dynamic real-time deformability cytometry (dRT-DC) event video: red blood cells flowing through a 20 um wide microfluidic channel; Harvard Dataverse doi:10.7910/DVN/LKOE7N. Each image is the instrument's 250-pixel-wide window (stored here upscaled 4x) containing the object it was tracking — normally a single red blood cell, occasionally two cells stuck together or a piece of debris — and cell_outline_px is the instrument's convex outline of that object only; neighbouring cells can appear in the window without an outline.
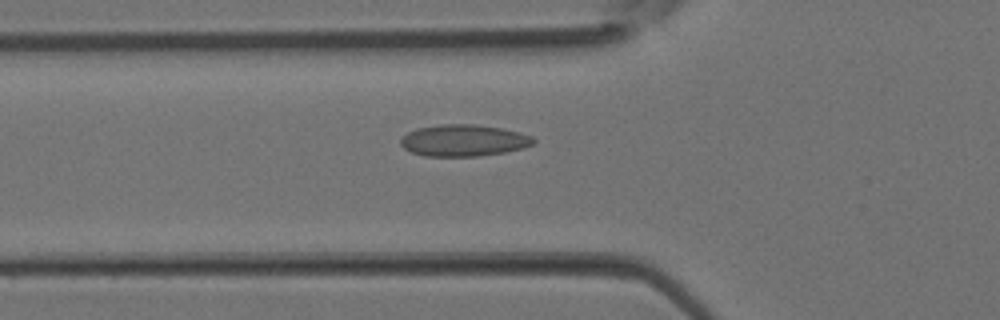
{"species": "Egyptian fruit bat (a non-hibernating species)", "species_latin": "Rousettus aegyptiacus", "temperature_condition": "room temperature", "stored_images_in_passage": 32, "camera_frame_rate_fps": 3000, "um_per_image_px": 0.085, "animal": {"sex": "female"}, "frame": {"image": 1, "passage_image": 10, "time_ms": 3.0, "image_size_px": [1000, 320], "cell_outline_px": [[536, 140], [532, 144], [524, 148], [504, 152], [480, 156], [424, 156], [412, 152], [404, 148], [400, 144], [400, 140], [408, 132], [416, 128], [440, 124], [472, 124], [500, 128], [520, 132], [532, 136]], "centroid_in_image_um": [39.41, 11.94], "position_along_channel_um": 86.4, "area_um2": 24.51}}
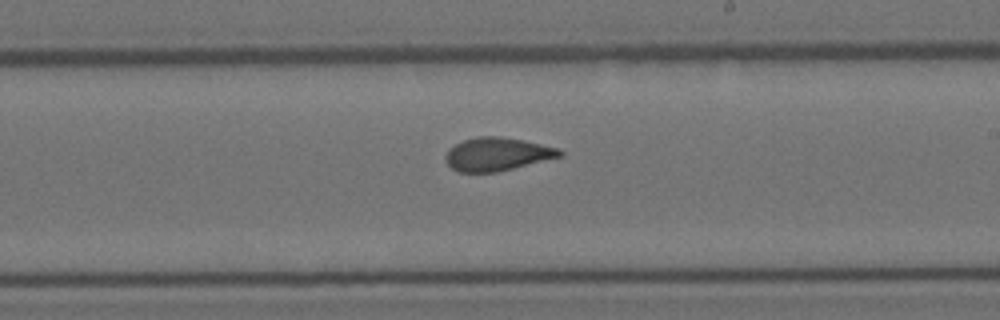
{"frame": {"image": 2, "passage_image": 19, "time_ms": 6.0, "image_size_px": [1000, 320], "cell_outline_px": [[564, 156], [496, 172], [456, 172], [444, 160], [444, 156], [448, 148], [464, 140], [480, 136], [500, 136], [524, 140], [560, 148], [564, 152]], "centroid_in_image_um": [42.27, 13.1], "position_along_channel_um": 246.7, "area_um2": 22.31}}
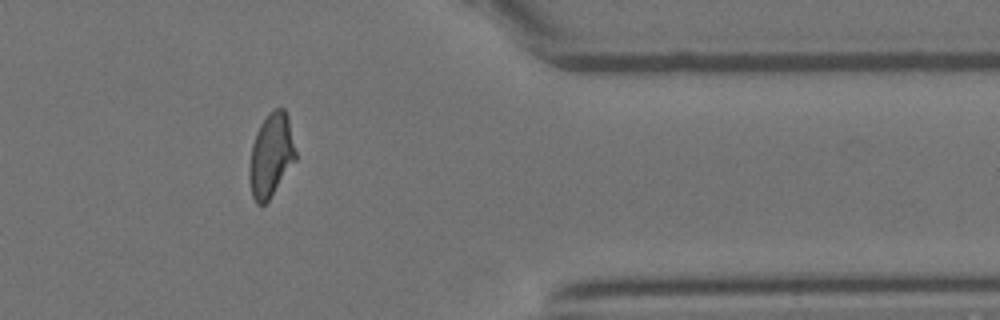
{"frame": {"image": 3, "passage_image": 28, "time_ms": 9.0, "image_size_px": [1000, 320], "cell_outline_px": [[296, 160], [268, 200], [264, 204], [256, 204], [252, 196], [248, 176], [248, 168], [252, 144], [256, 132], [260, 124], [276, 108], [284, 108], [288, 116], [296, 152]], "centroid_in_image_um": [23.02, 13.21], "position_along_channel_um": 388.4, "area_um2": 22.37}}